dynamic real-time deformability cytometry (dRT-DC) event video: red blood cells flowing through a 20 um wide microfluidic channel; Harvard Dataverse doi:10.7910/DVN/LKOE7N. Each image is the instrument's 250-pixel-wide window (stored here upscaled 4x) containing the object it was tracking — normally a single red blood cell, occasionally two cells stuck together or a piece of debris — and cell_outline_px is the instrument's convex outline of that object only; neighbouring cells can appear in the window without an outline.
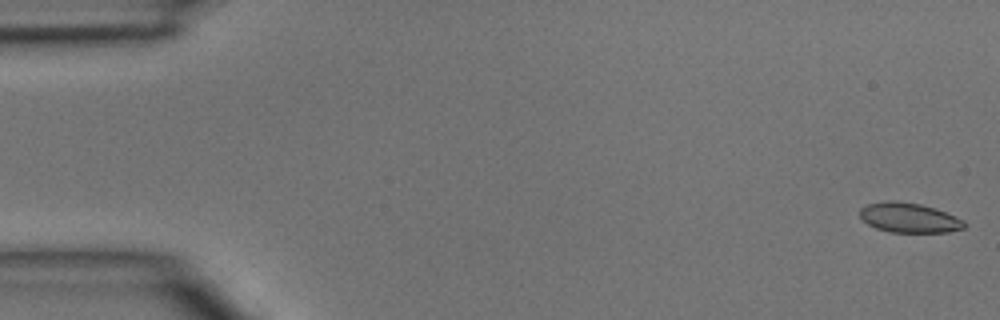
{"species": "common noctule bat (a hibernating species)", "species_latin": "Nyctalus noctula", "temperature_condition": "room temperature", "stored_images_in_passage": 48, "camera_frame_rate_fps": 3000, "um_per_image_px": 0.085, "animal": {"sex": "male", "body_mass_g": 15.6}, "frame": {"image": 1, "passage_image": 1, "time_ms": 0.0, "image_size_px": [1000, 320], "cell_outline_px": [[968, 224], [964, 228], [948, 232], [888, 232], [876, 228], [868, 224], [860, 216], [860, 208], [868, 204], [884, 200], [892, 200], [920, 204], [936, 208], [964, 220]], "centroid_in_image_um": [77.29, 18.5], "position_along_channel_um": 7.7, "area_um2": 18.21}}
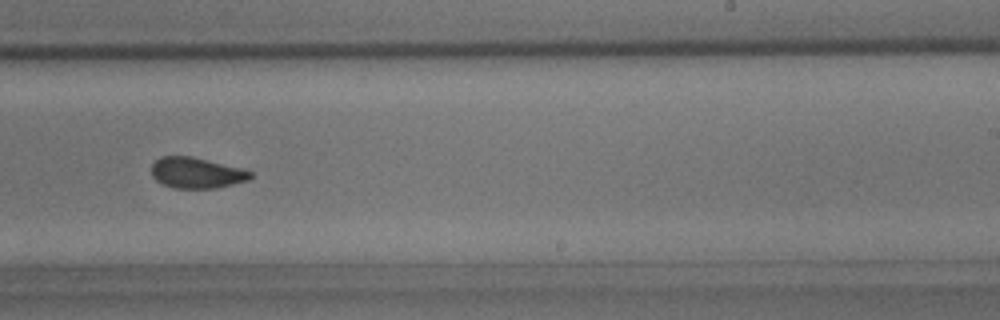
{"frame": {"image": 2, "passage_image": 29, "time_ms": 9.333, "image_size_px": [1000, 320], "cell_outline_px": [[252, 176], [248, 180], [216, 188], [172, 188], [156, 180], [152, 176], [152, 164], [160, 156], [192, 156], [244, 168], [252, 172]], "centroid_in_image_um": [16.71, 14.68], "position_along_channel_um": 272.3, "area_um2": 17.86}}
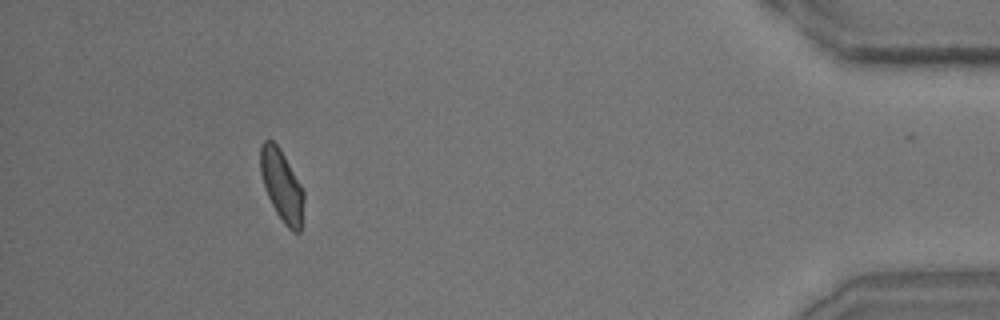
{"frame": {"image": 3, "passage_image": 43, "time_ms": 14.0, "image_size_px": [1000, 320], "cell_outline_px": [[304, 200], [300, 232], [292, 232], [284, 224], [276, 212], [268, 196], [260, 172], [260, 144], [264, 140], [272, 140], [280, 148], [300, 184], [304, 192]], "centroid_in_image_um": [23.95, 15.77], "position_along_channel_um": 411.3, "area_um2": 17.92}}